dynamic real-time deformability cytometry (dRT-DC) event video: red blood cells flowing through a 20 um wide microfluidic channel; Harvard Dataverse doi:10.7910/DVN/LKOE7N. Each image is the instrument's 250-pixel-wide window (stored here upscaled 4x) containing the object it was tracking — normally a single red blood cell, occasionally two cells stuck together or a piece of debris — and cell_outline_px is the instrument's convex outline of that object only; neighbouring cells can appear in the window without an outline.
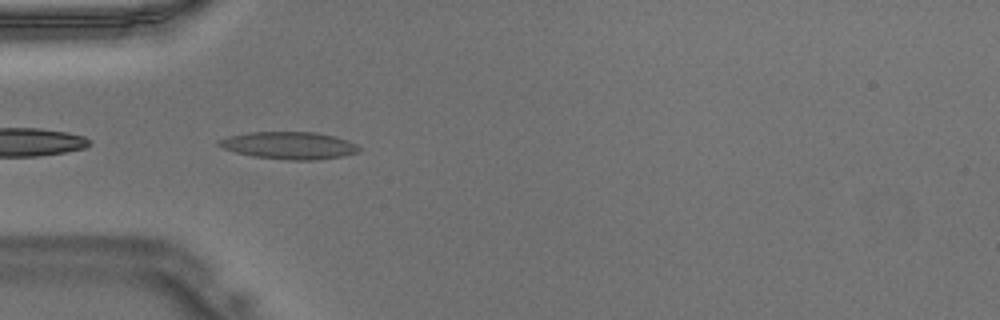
{"species": "Egyptian fruit bat (a non-hibernating species)", "species_latin": "Rousettus aegyptiacus", "temperature_condition": "warm", "stored_images_in_passage": 17, "segment_of_instrument_passage": [2, 2], "camera_frame_rate_fps": 3000, "um_per_image_px": 0.085, "animal": {"sex": "male"}, "frame": {"image": 1, "passage_image": 14, "time_ms": 4.333, "image_size_px": [1000, 320], "cell_outline_px": [[360, 148], [356, 152], [344, 156], [316, 160], [288, 160], [252, 156], [236, 152], [224, 148], [216, 144], [216, 140], [228, 136], [248, 132], [316, 132], [336, 136], [348, 140], [356, 144]], "centroid_in_image_um": [24.56, 12.36], "position_along_channel_um": 60.4, "area_um2": 22.43}}